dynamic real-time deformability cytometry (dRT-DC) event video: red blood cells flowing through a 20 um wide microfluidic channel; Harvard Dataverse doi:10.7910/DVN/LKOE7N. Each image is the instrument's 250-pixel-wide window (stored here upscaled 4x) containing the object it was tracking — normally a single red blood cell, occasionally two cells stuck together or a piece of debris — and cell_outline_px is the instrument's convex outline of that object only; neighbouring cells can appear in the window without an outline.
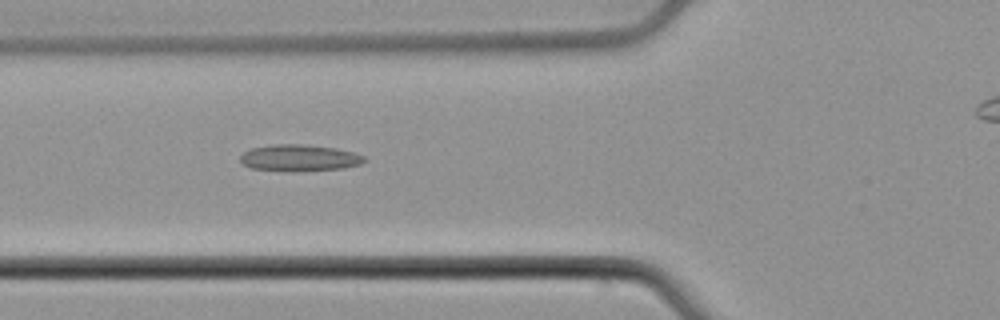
{"species": "common noctule bat (a hibernating species)", "species_latin": "Nyctalus noctula", "temperature_condition": "cold", "stored_images_in_passage": 12, "camera_frame_rate_fps": 3000, "um_per_image_px": 0.085, "animal": {"sex": "male", "body_mass_g": 21.5, "forearm_length_mm": 52.0}, "frame": {"image": 1, "passage_image": 9, "time_ms": 2.667, "image_size_px": [1000, 320], "cell_outline_px": [[368, 160], [360, 164], [344, 168], [288, 172], [252, 168], [244, 164], [240, 160], [240, 156], [244, 152], [252, 148], [272, 144], [304, 144], [336, 148], [352, 152], [364, 156]], "centroid_in_image_um": [25.45, 13.42], "position_along_channel_um": 100.3, "area_um2": 19.31}}